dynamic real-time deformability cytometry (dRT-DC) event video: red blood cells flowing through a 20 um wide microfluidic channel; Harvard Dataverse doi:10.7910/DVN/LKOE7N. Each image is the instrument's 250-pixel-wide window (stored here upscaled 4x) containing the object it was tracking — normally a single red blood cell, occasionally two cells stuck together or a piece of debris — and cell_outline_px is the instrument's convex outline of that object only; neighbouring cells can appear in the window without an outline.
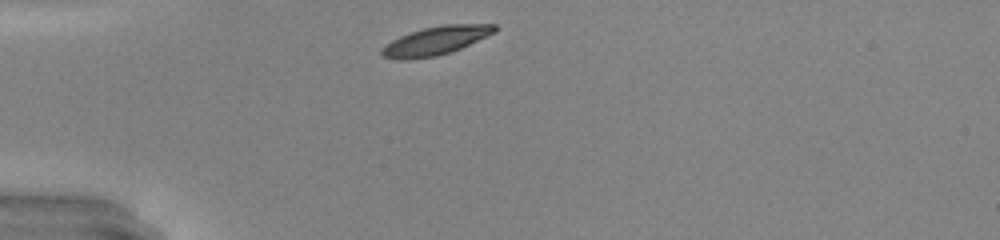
{"species": "common noctule bat (a hibernating species)", "species_latin": "Nyctalus noctula", "temperature_condition": "warm", "stored_images_in_passage": 30, "camera_frame_rate_fps": 3000, "um_per_image_px": 0.085, "animal": {"sex": "male", "body_mass_g": 20.0, "forearm_length_mm": 53.3}, "frame": {"image": 1, "passage_image": 1, "time_ms": 0.0, "image_size_px": [1000, 240], "cell_outline_px": [[496, 32], [460, 48], [436, 56], [404, 60], [396, 60], [380, 56], [380, 48], [392, 40], [400, 36], [424, 28], [444, 24], [496, 24]], "centroid_in_image_um": [36.99, 3.46], "position_along_channel_um": 48.0, "area_um2": 18.67}}
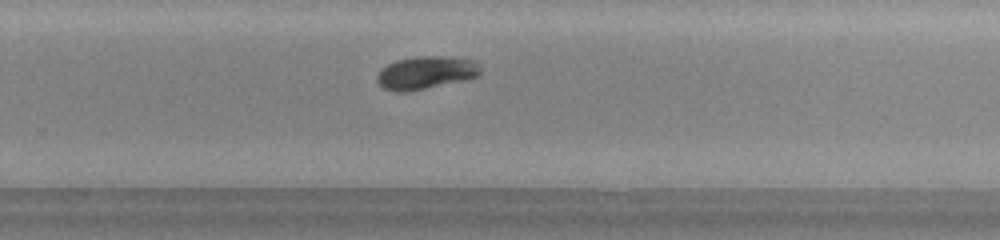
{"frame": {"image": 2, "passage_image": 21, "time_ms": 6.667, "image_size_px": [1000, 240], "cell_outline_px": [[480, 72], [476, 76], [464, 80], [408, 92], [396, 92], [384, 88], [376, 80], [376, 76], [388, 64], [396, 60], [416, 56], [448, 56], [476, 60], [480, 64]], "centroid_in_image_um": [36.22, 6.17], "position_along_channel_um": 293.6, "area_um2": 19.83}}
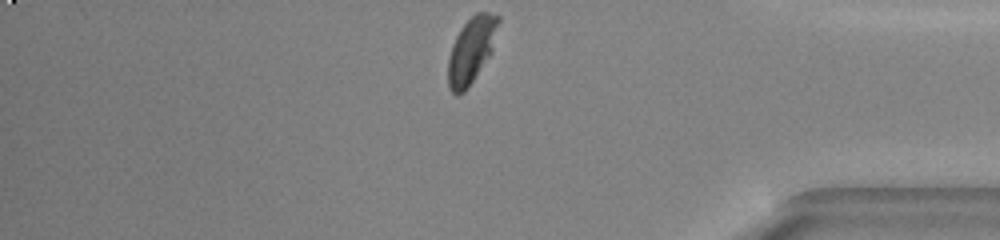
{"frame": {"image": 3, "passage_image": 30, "time_ms": 9.667, "image_size_px": [1000, 240], "cell_outline_px": [[500, 20], [492, 52], [464, 92], [456, 96], [448, 88], [448, 60], [452, 44], [460, 28], [476, 12], [488, 12], [500, 16]], "centroid_in_image_um": [40.06, 4.25], "position_along_channel_um": 395.1, "area_um2": 19.25}, "authors_computed_cell_mechanics": {"area_um2": 20.1144, "velocity_mm_per_s": 4.0854, "shape_relaxation_time_tau1_ms": null, "shape_relaxation_time_tau2_ms": 0.1477, "deformation_change_tau1": null, "deformation_change_tau2": null}}